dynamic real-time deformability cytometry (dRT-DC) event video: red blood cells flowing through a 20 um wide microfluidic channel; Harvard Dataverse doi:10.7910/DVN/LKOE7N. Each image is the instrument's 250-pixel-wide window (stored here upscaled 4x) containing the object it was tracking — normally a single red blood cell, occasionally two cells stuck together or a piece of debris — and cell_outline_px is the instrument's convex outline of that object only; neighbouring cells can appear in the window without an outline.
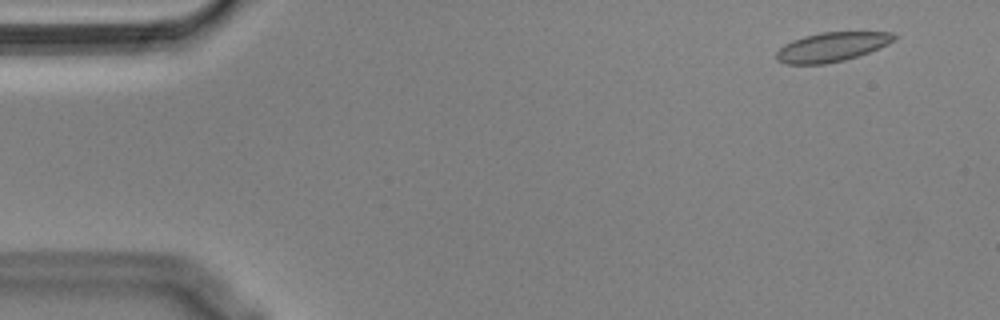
{"species": "Egyptian fruit bat (a non-hibernating species)", "species_latin": "Rousettus aegyptiacus", "temperature_condition": "cold", "stored_images_in_passage": 56, "camera_frame_rate_fps": 3000, "um_per_image_px": 0.085, "animal": {"sex": "male"}, "frame": {"image": 1, "passage_image": 4, "time_ms": 1.0, "image_size_px": [1000, 320], "cell_outline_px": [[896, 40], [888, 44], [868, 52], [844, 60], [824, 64], [784, 64], [776, 60], [776, 52], [784, 44], [792, 40], [804, 36], [820, 32], [892, 32], [896, 36]], "centroid_in_image_um": [70.67, 3.99], "position_along_channel_um": 14.3, "area_um2": 20.06}}
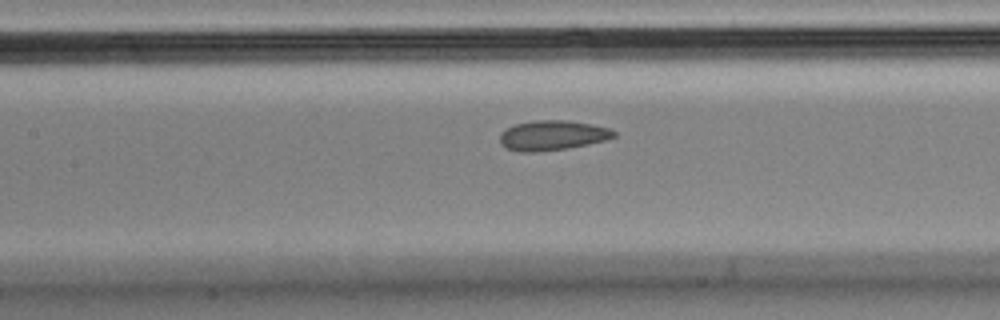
{"frame": {"image": 2, "passage_image": 25, "time_ms": 8.0, "image_size_px": [1000, 320], "cell_outline_px": [[616, 136], [604, 140], [588, 144], [568, 148], [536, 152], [520, 152], [504, 148], [500, 144], [500, 132], [516, 124], [536, 120], [564, 120], [588, 124], [608, 128], [616, 132]], "centroid_in_image_um": [46.9, 11.52], "position_along_channel_um": 160.5, "area_um2": 19.71}}
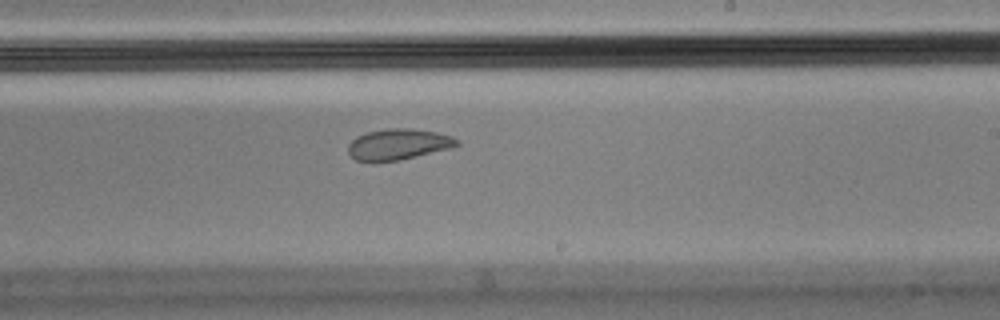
{"frame": {"image": 3, "passage_image": 33, "time_ms": 10.667, "image_size_px": [1000, 320], "cell_outline_px": [[460, 144], [452, 148], [400, 160], [356, 160], [348, 152], [348, 144], [356, 136], [368, 132], [384, 128], [408, 128], [436, 132], [452, 136], [460, 140]], "centroid_in_image_um": [33.9, 12.24], "position_along_channel_um": 255.1, "area_um2": 19.48}, "authors_computed_cell_mechanics": {"area_um2": 20.4034, "velocity_mm_per_s": 3.5626, "shape_relaxation_time_tau1_ms": null, "shape_relaxation_time_tau2_ms": 1.1953, "deformation_change_tau1": null, "deformation_change_tau2": 0.048}}